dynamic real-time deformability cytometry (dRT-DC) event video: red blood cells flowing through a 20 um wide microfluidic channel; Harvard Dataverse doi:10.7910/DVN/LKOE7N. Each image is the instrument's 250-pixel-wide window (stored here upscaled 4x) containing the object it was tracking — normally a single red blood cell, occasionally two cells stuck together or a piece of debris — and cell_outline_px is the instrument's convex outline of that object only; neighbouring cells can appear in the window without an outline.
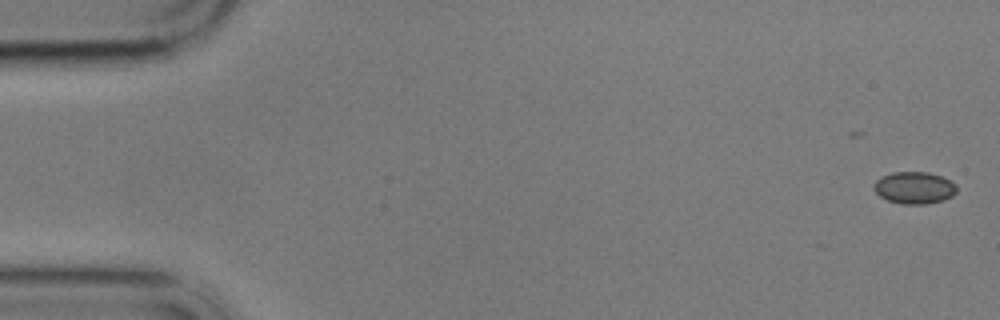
{"species": "common noctule bat (a hibernating species)", "species_latin": "Nyctalus noctula", "temperature_condition": "cold", "stored_images_in_passage": 2, "camera_frame_rate_fps": 3000, "um_per_image_px": 0.085, "animal": {"sex": "male", "body_mass_g": 17.9}, "frame": {"image": 1, "passage_image": 2, "time_ms": 2.0, "image_size_px": [1000, 320], "cell_outline_px": [[956, 192], [952, 196], [944, 200], [928, 204], [900, 204], [888, 200], [880, 196], [872, 188], [876, 180], [880, 176], [892, 172], [928, 172], [940, 176], [956, 184]], "centroid_in_image_um": [77.69, 15.96], "position_along_channel_um": 7.3, "area_um2": 15.55}}